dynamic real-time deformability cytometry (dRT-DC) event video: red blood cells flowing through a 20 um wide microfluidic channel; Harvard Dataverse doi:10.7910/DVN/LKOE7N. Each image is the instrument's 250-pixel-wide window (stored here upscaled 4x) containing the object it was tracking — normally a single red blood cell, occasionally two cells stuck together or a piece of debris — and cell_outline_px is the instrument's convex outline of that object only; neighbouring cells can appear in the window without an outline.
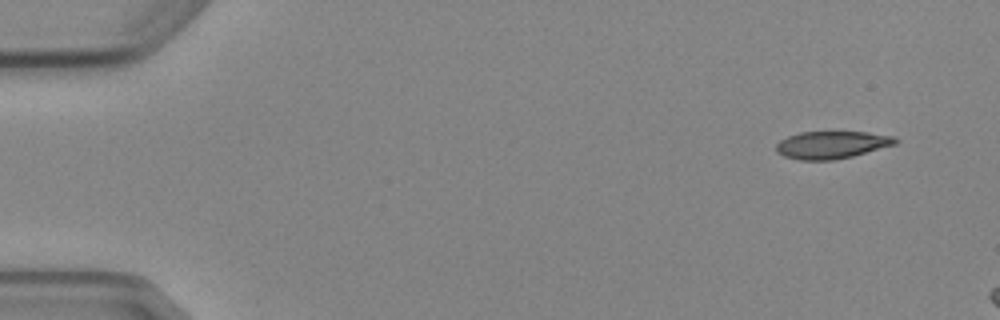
{"species": "Egyptian fruit bat (a non-hibernating species)", "species_latin": "Rousettus aegyptiacus", "temperature_condition": "cold", "stored_images_in_passage": 3, "camera_frame_rate_fps": 3000, "um_per_image_px": 0.085, "animal": {"sex": "female"}, "frame": {"image": 1, "passage_image": 1, "time_ms": 0.0, "image_size_px": [1000, 320], "cell_outline_px": [[900, 140], [896, 144], [852, 156], [836, 160], [800, 160], [784, 156], [776, 152], [776, 144], [780, 140], [788, 136], [800, 132], [868, 132], [892, 136]], "centroid_in_image_um": [70.69, 12.31], "position_along_channel_um": 14.3, "area_um2": 19.07}}